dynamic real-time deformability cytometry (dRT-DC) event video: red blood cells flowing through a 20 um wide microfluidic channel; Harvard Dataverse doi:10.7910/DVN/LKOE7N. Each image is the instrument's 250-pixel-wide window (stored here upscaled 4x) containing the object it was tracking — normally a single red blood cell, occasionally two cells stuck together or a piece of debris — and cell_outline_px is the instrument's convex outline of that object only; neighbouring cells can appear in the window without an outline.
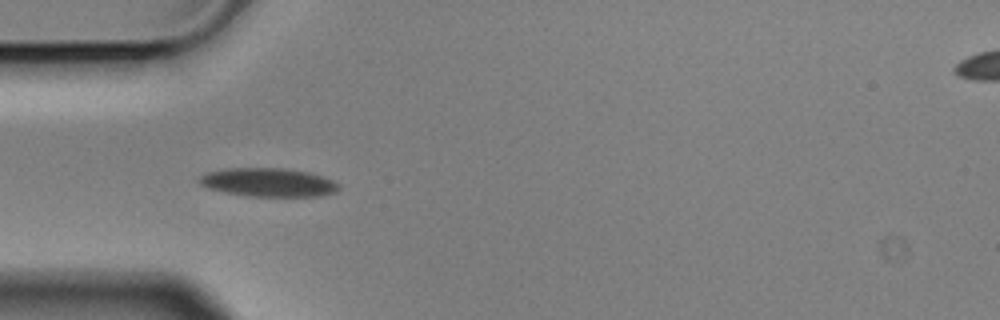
{"species": "Egyptian fruit bat (a non-hibernating species)", "species_latin": "Rousettus aegyptiacus", "temperature_condition": "cold", "stored_images_in_passage": 8, "camera_frame_rate_fps": 3000, "um_per_image_px": 0.085, "animal": {"sex": "male"}, "frame": {"image": 1, "passage_image": 3, "time_ms": 0.667, "image_size_px": [1000, 320], "cell_outline_px": [[340, 188], [336, 192], [320, 196], [248, 196], [224, 192], [208, 188], [200, 184], [196, 180], [204, 172], [224, 168], [284, 168], [308, 172], [332, 180], [340, 184]], "centroid_in_image_um": [22.76, 15.49], "position_along_channel_um": 62.2, "area_um2": 23.41}}
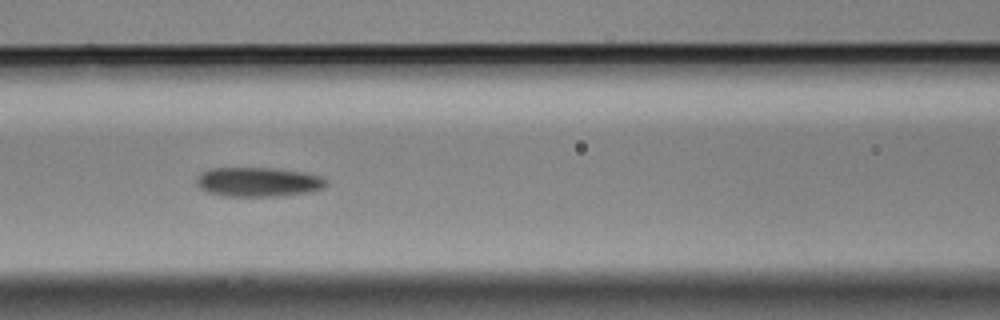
{"frame": {"image": 2, "passage_image": 5, "time_ms": 1.333, "image_size_px": [1000, 320], "cell_outline_px": [[328, 184], [324, 188], [312, 192], [280, 196], [224, 196], [208, 192], [200, 188], [196, 184], [196, 176], [200, 172], [208, 168], [276, 168], [304, 172], [320, 176], [328, 180]], "centroid_in_image_um": [21.96, 15.46], "position_along_channel_um": 144.6, "area_um2": 22.6}}
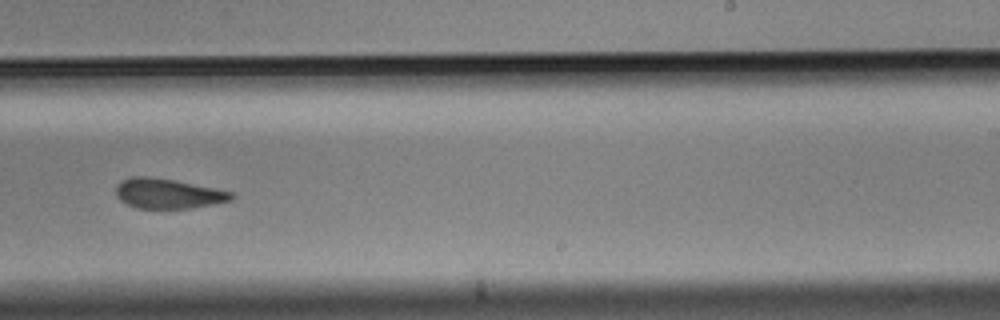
{"frame": {"image": 3, "passage_image": 8, "time_ms": 2.333, "image_size_px": [1000, 320], "cell_outline_px": [[236, 196], [232, 200], [192, 208], [136, 208], [120, 200], [116, 196], [116, 184], [120, 180], [128, 176], [144, 176], [172, 180], [216, 188], [232, 192]], "centroid_in_image_um": [14.25, 16.45], "position_along_channel_um": 274.7, "area_um2": 20.17}}